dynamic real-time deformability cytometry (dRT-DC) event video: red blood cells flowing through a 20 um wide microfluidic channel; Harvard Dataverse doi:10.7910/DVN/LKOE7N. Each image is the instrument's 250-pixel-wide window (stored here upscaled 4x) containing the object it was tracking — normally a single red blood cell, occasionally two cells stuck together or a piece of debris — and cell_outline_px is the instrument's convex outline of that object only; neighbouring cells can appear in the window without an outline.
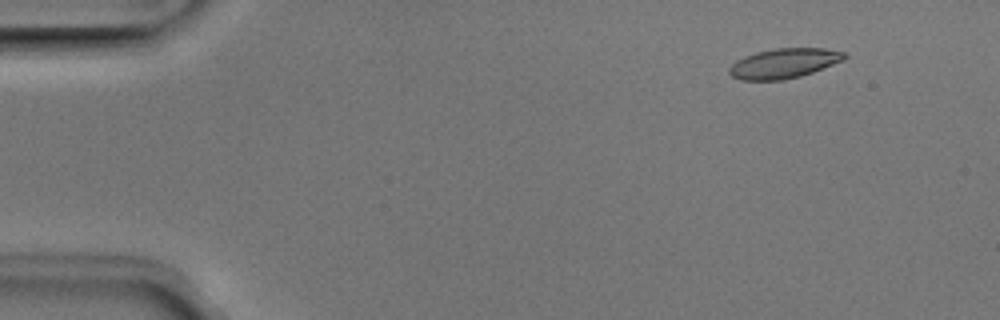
{"species": "Egyptian fruit bat (a non-hibernating species)", "species_latin": "Rousettus aegyptiacus", "temperature_condition": "room temperature", "stored_images_in_passage": 16, "camera_frame_rate_fps": 3000, "um_per_image_px": 0.085, "animal": {"sex": "male"}, "frame": {"image": 1, "passage_image": 6, "time_ms": 1.667, "image_size_px": [1000, 320], "cell_outline_px": [[848, 56], [844, 60], [812, 72], [800, 76], [784, 80], [740, 80], [732, 76], [728, 72], [728, 68], [732, 64], [744, 56], [756, 52], [776, 48], [824, 48], [844, 52]], "centroid_in_image_um": [66.63, 5.38], "position_along_channel_um": 18.4, "area_um2": 20.0}}
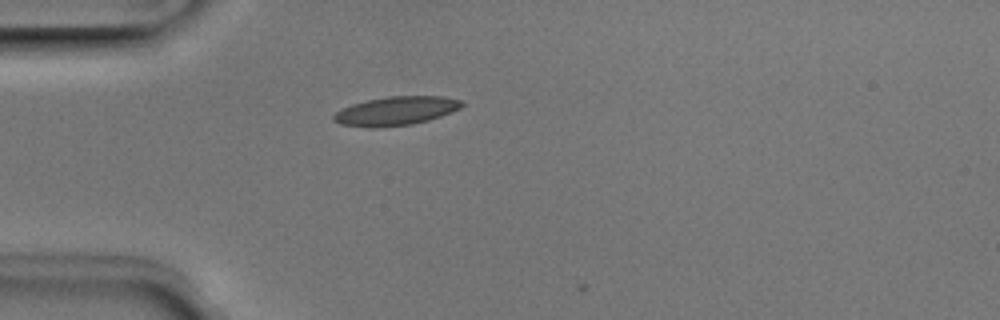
{"frame": {"image": 2, "passage_image": 15, "time_ms": 4.667, "image_size_px": [1000, 320], "cell_outline_px": [[464, 104], [460, 108], [440, 116], [428, 120], [412, 124], [380, 128], [368, 128], [340, 124], [332, 120], [332, 116], [340, 108], [352, 104], [368, 100], [388, 96], [444, 96], [460, 100]], "centroid_in_image_um": [33.6, 9.44], "position_along_channel_um": 51.4, "area_um2": 21.62}}